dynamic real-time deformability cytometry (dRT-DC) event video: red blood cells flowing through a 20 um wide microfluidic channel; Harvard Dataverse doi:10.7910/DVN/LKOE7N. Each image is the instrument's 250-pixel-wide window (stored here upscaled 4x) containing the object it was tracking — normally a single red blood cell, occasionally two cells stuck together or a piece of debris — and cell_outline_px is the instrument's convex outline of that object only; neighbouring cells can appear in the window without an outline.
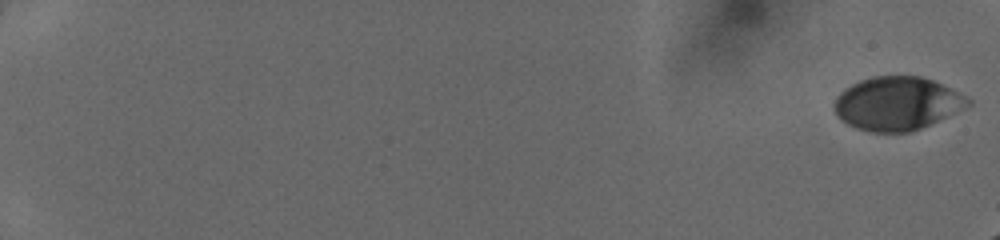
{"species": "human", "species_latin": "Homo sapiens", "temperature_condition": "cold", "stored_images_in_passage": 49, "camera_frame_rate_fps": 3000, "um_per_image_px": 0.085, "donor": {"sex": "female"}, "frame": {"image": 1, "passage_image": 1, "time_ms": 0.0, "image_size_px": [1000, 240], "cell_outline_px": [[972, 104], [956, 112], [920, 128], [908, 132], [872, 132], [856, 128], [848, 124], [832, 108], [832, 104], [836, 96], [844, 88], [860, 80], [872, 76], [920, 76], [932, 80], [952, 88], [960, 92], [972, 100]], "centroid_in_image_um": [76.25, 8.78], "position_along_channel_um": 8.8, "area_um2": 41.56}}
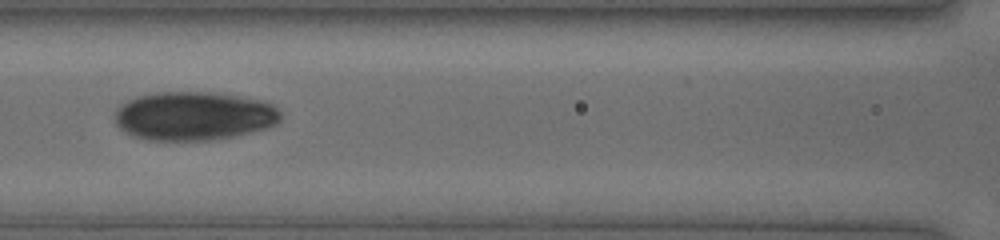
{"frame": {"image": 2, "passage_image": 27, "time_ms": 8.667, "image_size_px": [1000, 240], "cell_outline_px": [[280, 120], [276, 124], [268, 128], [236, 136], [208, 140], [148, 140], [132, 136], [124, 132], [116, 124], [116, 108], [120, 104], [128, 100], [140, 96], [156, 92], [224, 92], [260, 100], [272, 104], [280, 112]], "centroid_in_image_um": [16.49, 9.85], "position_along_channel_um": 150.1, "area_um2": 47.45}}
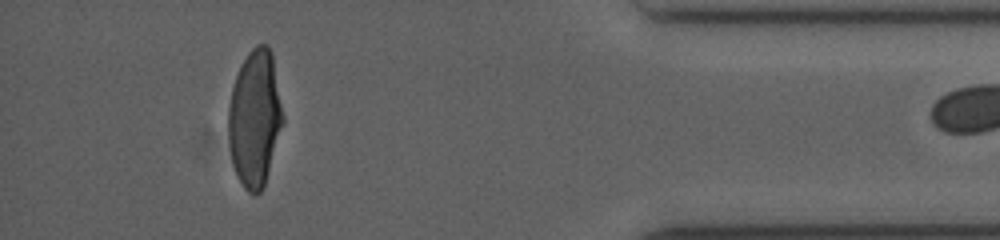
{"frame": {"image": 3, "passage_image": 48, "time_ms": 15.667, "image_size_px": [1000, 240], "cell_outline_px": [[284, 120], [264, 188], [256, 196], [248, 192], [244, 188], [236, 176], [232, 160], [228, 140], [228, 108], [232, 88], [240, 64], [248, 52], [256, 44], [268, 44], [272, 52], [284, 116]], "centroid_in_image_um": [21.66, 10.06], "position_along_channel_um": 413.5, "area_um2": 43.93}}